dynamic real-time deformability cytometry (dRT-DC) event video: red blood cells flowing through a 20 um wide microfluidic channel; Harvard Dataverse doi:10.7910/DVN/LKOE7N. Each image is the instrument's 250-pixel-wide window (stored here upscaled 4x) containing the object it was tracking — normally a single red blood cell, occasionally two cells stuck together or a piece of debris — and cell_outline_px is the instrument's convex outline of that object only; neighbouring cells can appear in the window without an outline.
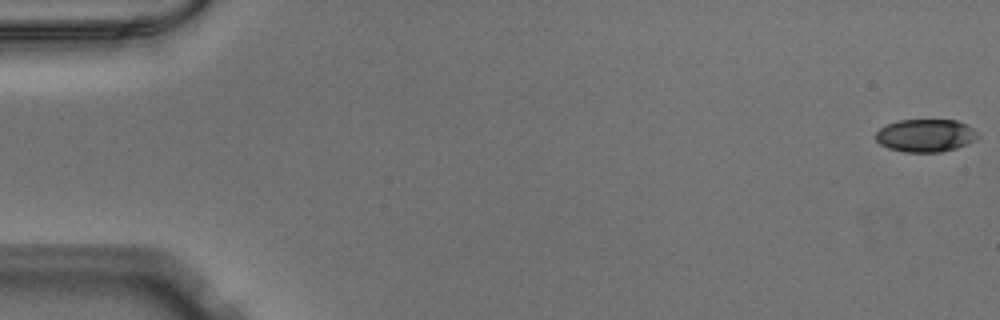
{"species": "Egyptian fruit bat (a non-hibernating species)", "species_latin": "Rousettus aegyptiacus", "temperature_condition": "warm", "stored_images_in_passage": 52, "camera_frame_rate_fps": 3000, "um_per_image_px": 0.085, "animal": {"sex": "male"}, "frame": {"image": 1, "passage_image": 1, "time_ms": 0.0, "image_size_px": [1000, 320], "cell_outline_px": [[980, 136], [976, 140], [968, 144], [956, 148], [940, 152], [904, 152], [888, 148], [880, 144], [876, 140], [876, 132], [880, 128], [896, 120], [956, 120], [968, 124]], "centroid_in_image_um": [78.69, 11.52], "position_along_channel_um": 6.3, "area_um2": 19.65}}
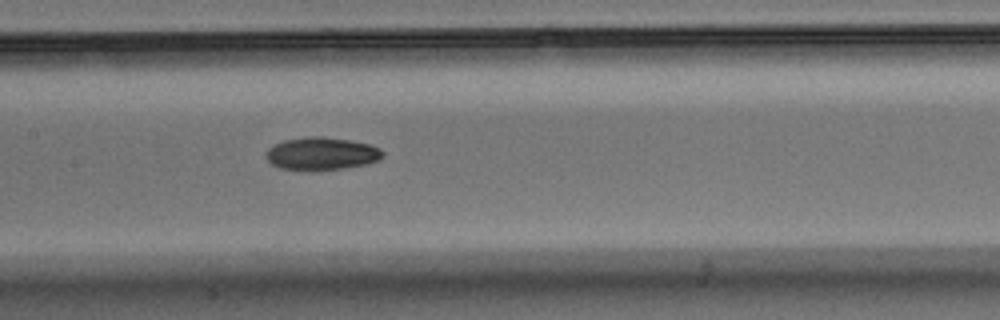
{"frame": {"image": 2, "passage_image": 26, "time_ms": 8.333, "image_size_px": [1000, 320], "cell_outline_px": [[384, 156], [376, 160], [364, 164], [344, 168], [280, 168], [272, 164], [264, 156], [264, 152], [268, 148], [284, 140], [312, 136], [320, 136], [352, 140], [368, 144], [380, 148], [384, 152]], "centroid_in_image_um": [27.33, 13.02], "position_along_channel_um": 180.1, "area_um2": 21.62}}
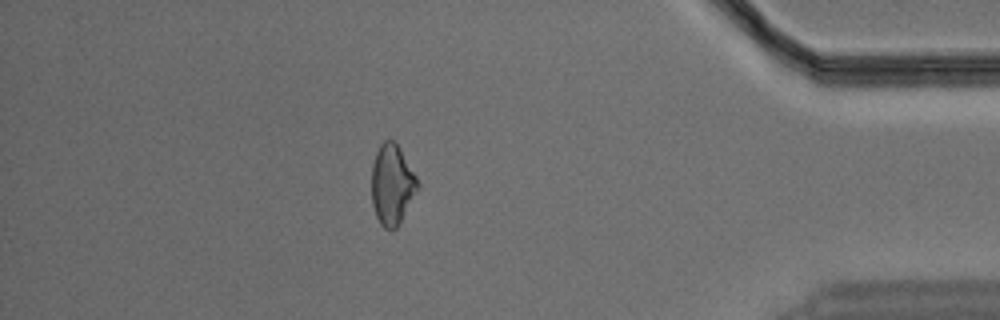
{"frame": {"image": 3, "passage_image": 46, "time_ms": 15.0, "image_size_px": [1000, 320], "cell_outline_px": [[420, 184], [416, 192], [396, 228], [384, 228], [380, 224], [376, 216], [372, 204], [372, 164], [376, 152], [380, 144], [384, 140], [392, 140], [400, 148], [416, 176]], "centroid_in_image_um": [33.31, 15.67], "position_along_channel_um": 401.9, "area_um2": 21.21}}